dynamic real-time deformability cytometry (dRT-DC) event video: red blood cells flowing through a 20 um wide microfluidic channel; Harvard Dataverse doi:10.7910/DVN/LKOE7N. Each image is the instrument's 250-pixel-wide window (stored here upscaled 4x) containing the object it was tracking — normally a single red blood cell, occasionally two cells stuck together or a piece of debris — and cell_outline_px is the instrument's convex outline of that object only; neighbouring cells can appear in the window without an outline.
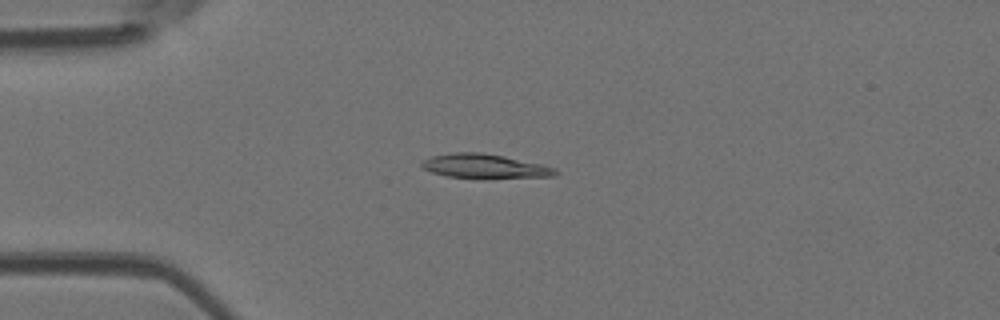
{"species": "Egyptian fruit bat (a non-hibernating species)", "species_latin": "Rousettus aegyptiacus", "temperature_condition": "room temperature", "stored_images_in_passage": 5, "camera_frame_rate_fps": 3000, "um_per_image_px": 0.085, "animal": {"sex": "female"}, "frame": {"image": 1, "passage_image": 4, "time_ms": 1.0, "image_size_px": [1000, 320], "cell_outline_px": [[560, 172], [556, 176], [448, 176], [432, 172], [424, 168], [420, 164], [420, 160], [432, 156], [452, 152], [480, 152], [504, 156], [544, 164], [556, 168]], "centroid_in_image_um": [41.19, 14.07], "position_along_channel_um": 43.8, "area_um2": 18.15}}